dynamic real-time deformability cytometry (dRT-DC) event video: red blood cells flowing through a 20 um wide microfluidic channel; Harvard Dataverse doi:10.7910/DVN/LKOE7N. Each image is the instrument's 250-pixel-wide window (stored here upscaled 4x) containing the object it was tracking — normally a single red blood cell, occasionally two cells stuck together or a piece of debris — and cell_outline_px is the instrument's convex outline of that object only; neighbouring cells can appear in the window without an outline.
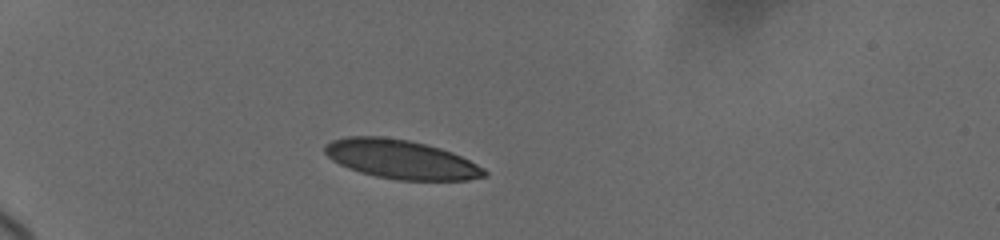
{"species": "human", "species_latin": "Homo sapiens", "temperature_condition": "cold", "stored_images_in_passage": 3, "camera_frame_rate_fps": 3000, "um_per_image_px": 0.085, "donor": {"sex": "female"}, "frame": {"image": 1, "passage_image": 1, "time_ms": 0.0, "image_size_px": [1000, 240], "cell_outline_px": [[488, 172], [484, 176], [468, 180], [396, 180], [376, 176], [360, 172], [348, 168], [332, 160], [324, 152], [324, 144], [332, 140], [348, 136], [380, 136], [408, 140], [428, 144], [452, 152], [484, 168]], "centroid_in_image_um": [34.06, 13.54], "position_along_channel_um": 50.9, "area_um2": 36.18}}
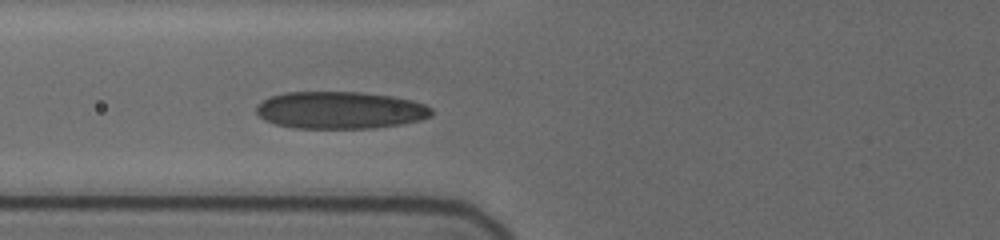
{"frame": {"image": 2, "passage_image": 3, "time_ms": 2.333, "image_size_px": [1000, 240], "cell_outline_px": [[432, 116], [420, 120], [400, 124], [372, 128], [292, 128], [276, 124], [264, 120], [256, 112], [256, 104], [268, 96], [284, 92], [360, 92], [392, 96], [412, 100], [424, 104], [432, 108]], "centroid_in_image_um": [28.88, 9.36], "position_along_channel_um": 96.9, "area_um2": 38.26}}